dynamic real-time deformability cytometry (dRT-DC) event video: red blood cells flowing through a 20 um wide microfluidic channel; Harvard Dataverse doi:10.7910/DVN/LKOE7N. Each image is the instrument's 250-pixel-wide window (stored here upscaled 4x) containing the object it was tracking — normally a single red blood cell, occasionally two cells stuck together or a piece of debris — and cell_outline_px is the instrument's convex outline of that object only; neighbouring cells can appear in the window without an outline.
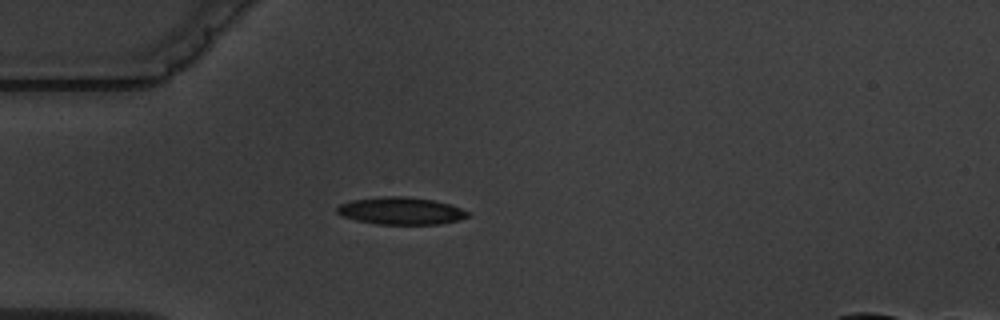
{"species": "common noctule bat (a hibernating species)", "species_latin": "Nyctalus noctula", "temperature_condition": "warm", "stored_images_in_passage": 1, "camera_frame_rate_fps": 3000, "um_per_image_px": 0.085, "animal": {"sex": "male", "body_mass_g": 19.5, "forearm_length_mm": 54.6}, "frame": {"image": 1, "passage_image": 1, "time_ms": 0.0, "image_size_px": [1000, 320], "cell_outline_px": [[472, 216], [460, 220], [440, 224], [376, 224], [356, 220], [344, 216], [336, 212], [336, 208], [340, 204], [352, 200], [384, 196], [404, 196], [432, 200], [448, 204], [472, 212]], "centroid_in_image_um": [34.12, 17.93], "position_along_channel_um": 50.9, "area_um2": 20.87}}